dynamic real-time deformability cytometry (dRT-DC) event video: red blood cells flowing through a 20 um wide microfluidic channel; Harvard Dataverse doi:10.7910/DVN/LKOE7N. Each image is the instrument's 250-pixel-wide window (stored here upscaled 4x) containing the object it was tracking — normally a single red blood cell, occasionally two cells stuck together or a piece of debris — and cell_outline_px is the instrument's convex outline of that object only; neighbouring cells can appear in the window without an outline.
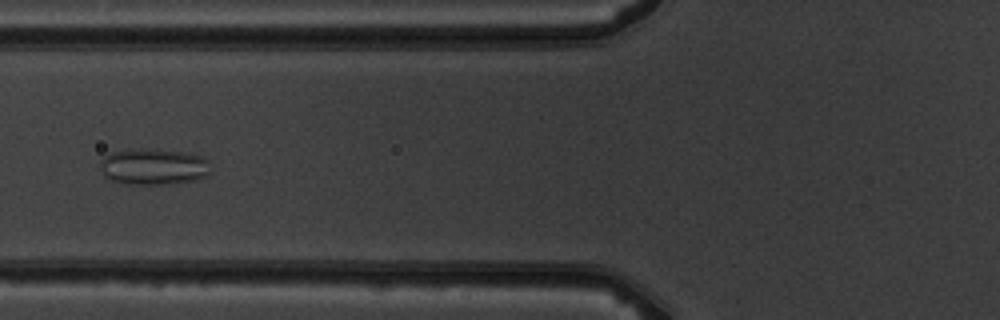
{"species": "common noctule bat (a hibernating species)", "species_latin": "Nyctalus noctula", "temperature_condition": "warm", "stored_images_in_passage": 5, "camera_frame_rate_fps": 3000, "um_per_image_px": 0.085, "animal": {"sex": "male", "body_mass_g": 19.5, "forearm_length_mm": 54.6}, "frame": {"image": 1, "passage_image": 5, "time_ms": 4.667, "image_size_px": [1000, 320], "cell_outline_px": [[212, 172], [208, 176], [196, 180], [172, 184], [128, 184], [112, 180], [104, 176], [100, 168], [100, 160], [104, 156], [112, 152], [132, 148], [148, 148], [188, 152], [204, 156], [208, 160]], "centroid_in_image_um": [13.1, 14.15], "position_along_channel_um": 112.7, "area_um2": 24.04}}